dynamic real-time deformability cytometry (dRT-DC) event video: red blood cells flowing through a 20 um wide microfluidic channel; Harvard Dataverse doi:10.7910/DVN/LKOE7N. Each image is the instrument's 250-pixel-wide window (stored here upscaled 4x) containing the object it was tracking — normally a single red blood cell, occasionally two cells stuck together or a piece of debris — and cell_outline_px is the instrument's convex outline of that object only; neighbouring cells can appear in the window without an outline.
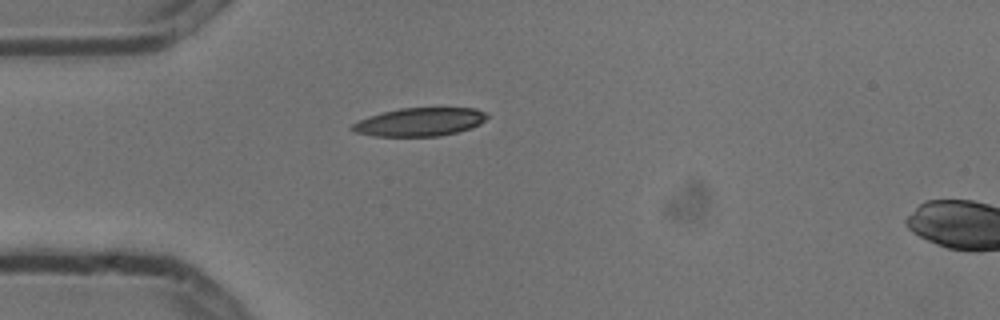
{"species": "common noctule bat (a hibernating species)", "species_latin": "Nyctalus noctula", "temperature_condition": "cold", "stored_images_in_passage": 6, "camera_frame_rate_fps": 3000, "um_per_image_px": 0.085, "animal": {"sex": "male", "body_mass_g": 13.3}, "frame": {"image": 1, "passage_image": 6, "time_ms": 1.667, "image_size_px": [1000, 320], "cell_outline_px": [[488, 116], [480, 124], [472, 128], [440, 136], [372, 136], [352, 132], [348, 128], [352, 124], [368, 116], [400, 108], [476, 108], [488, 112]], "centroid_in_image_um": [35.67, 10.37], "position_along_channel_um": 49.3, "area_um2": 22.43}}